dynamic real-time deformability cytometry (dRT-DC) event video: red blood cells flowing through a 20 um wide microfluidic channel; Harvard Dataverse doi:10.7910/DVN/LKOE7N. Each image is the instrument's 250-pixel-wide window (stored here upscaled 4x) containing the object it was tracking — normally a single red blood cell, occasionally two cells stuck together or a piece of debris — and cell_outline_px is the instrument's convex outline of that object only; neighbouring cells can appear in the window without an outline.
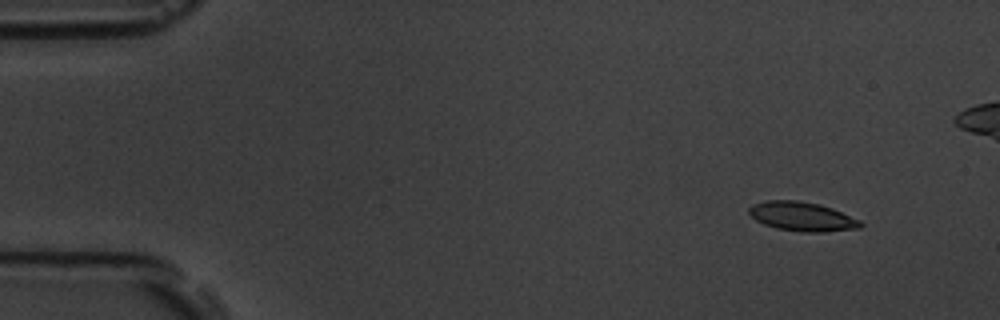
{"species": "common noctule bat (a hibernating species)", "species_latin": "Nyctalus noctula", "temperature_condition": "room temperature", "stored_images_in_passage": 15, "camera_frame_rate_fps": 3000, "um_per_image_px": 0.085, "animal": {"sex": "male", "body_mass_g": 19.5, "forearm_length_mm": 54.6}, "frame": {"image": 1, "passage_image": 3, "time_ms": 0.667, "image_size_px": [1000, 320], "cell_outline_px": [[864, 224], [860, 228], [824, 232], [804, 232], [776, 228], [764, 224], [756, 220], [748, 212], [748, 208], [752, 204], [764, 200], [800, 200], [820, 204], [832, 208], [860, 220]], "centroid_in_image_um": [68.17, 18.39], "position_along_channel_um": 16.8, "area_um2": 19.07}}